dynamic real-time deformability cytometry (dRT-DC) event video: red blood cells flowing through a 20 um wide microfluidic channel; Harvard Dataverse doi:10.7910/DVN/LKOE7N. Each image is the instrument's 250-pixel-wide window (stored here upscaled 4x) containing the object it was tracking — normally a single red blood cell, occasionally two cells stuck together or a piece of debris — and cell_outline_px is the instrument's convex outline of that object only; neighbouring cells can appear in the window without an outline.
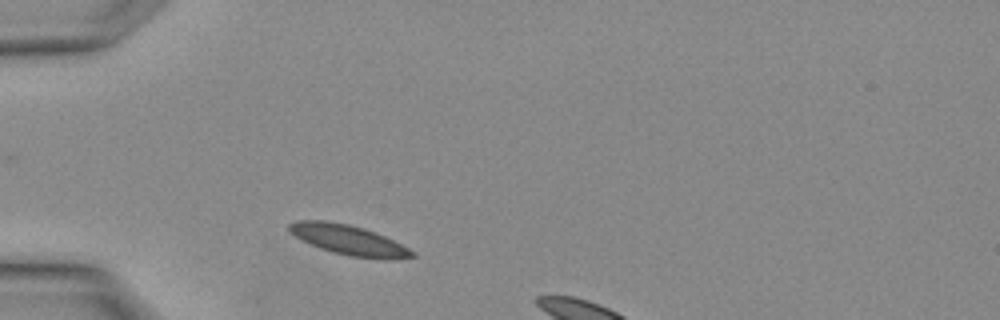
{"species": "Egyptian fruit bat (a non-hibernating species)", "species_latin": "Rousettus aegyptiacus", "temperature_condition": "warm", "stored_images_in_passage": 3, "camera_frame_rate_fps": 3000, "um_per_image_px": 0.085, "animal": {"sex": "female"}, "frame": {"image": 1, "passage_image": 1, "time_ms": 0.0, "image_size_px": [1000, 320], "cell_outline_px": [[416, 256], [388, 260], [384, 260], [348, 256], [332, 252], [320, 248], [288, 232], [288, 224], [300, 220], [324, 220], [348, 224], [364, 228], [376, 232], [416, 252]], "centroid_in_image_um": [29.66, 20.4], "position_along_channel_um": 55.3, "area_um2": 21.44}}
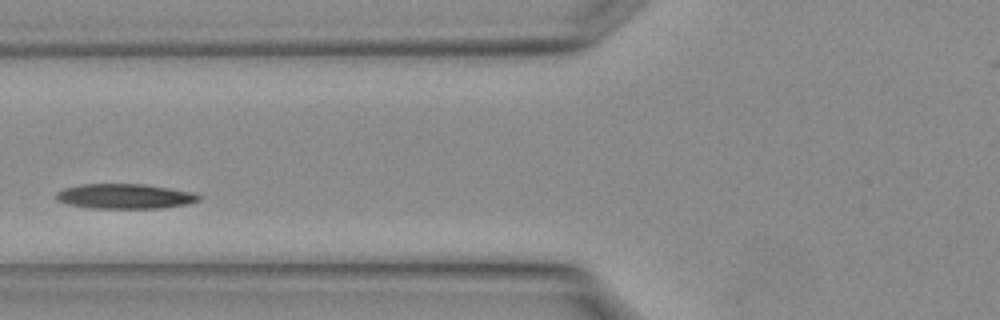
{"frame": {"image": 2, "passage_image": 3, "time_ms": 0.667, "image_size_px": [1000, 320], "cell_outline_px": [[200, 200], [184, 204], [160, 208], [92, 208], [68, 204], [56, 200], [56, 192], [64, 188], [80, 184], [144, 184], [196, 192], [200, 196]], "centroid_in_image_um": [10.6, 16.67], "position_along_channel_um": 115.2, "area_um2": 20.69}}